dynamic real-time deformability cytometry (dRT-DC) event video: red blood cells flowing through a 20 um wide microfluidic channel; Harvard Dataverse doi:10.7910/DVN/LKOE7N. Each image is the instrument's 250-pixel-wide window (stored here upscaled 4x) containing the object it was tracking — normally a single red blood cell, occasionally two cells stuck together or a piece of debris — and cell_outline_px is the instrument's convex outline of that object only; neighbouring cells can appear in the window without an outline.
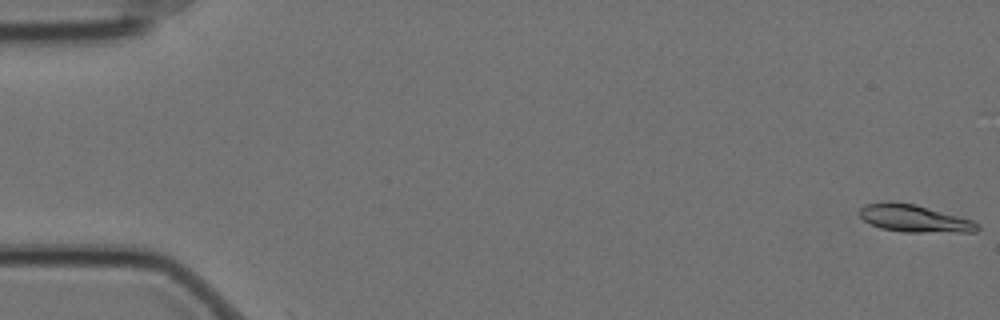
{"species": "Egyptian fruit bat (a non-hibernating species)", "species_latin": "Rousettus aegyptiacus", "temperature_condition": "cold", "stored_images_in_passage": 5, "camera_frame_rate_fps": 3000, "um_per_image_px": 0.085, "animal": {"sex": "female"}, "frame": {"image": 1, "passage_image": 1, "time_ms": 0.0, "image_size_px": [1000, 320], "cell_outline_px": [[980, 228], [976, 232], [900, 232], [880, 228], [864, 220], [860, 216], [860, 208], [864, 204], [916, 204], [972, 220], [980, 224]], "centroid_in_image_um": [77.79, 18.61], "position_along_channel_um": 7.2, "area_um2": 18.26}}
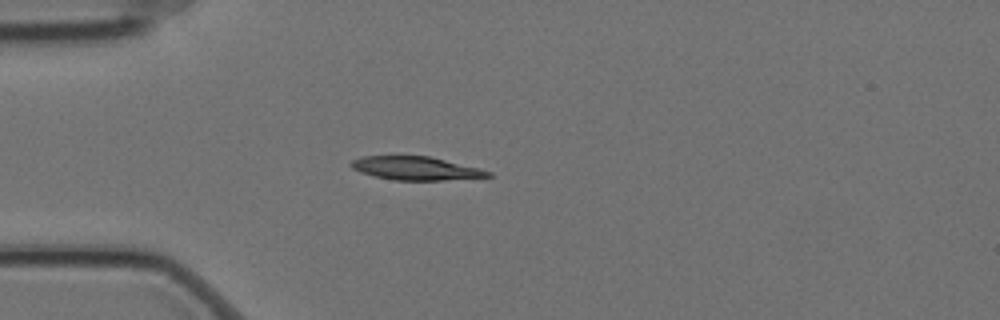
{"frame": {"image": 2, "passage_image": 5, "time_ms": 1.333, "image_size_px": [1000, 320], "cell_outline_px": [[496, 176], [444, 180], [396, 180], [376, 176], [360, 172], [352, 168], [348, 164], [352, 160], [360, 156], [428, 156], [480, 168], [492, 172]], "centroid_in_image_um": [35.36, 14.3], "position_along_channel_um": 49.6, "area_um2": 18.67}}